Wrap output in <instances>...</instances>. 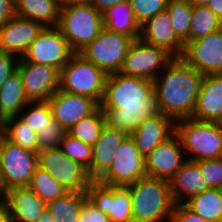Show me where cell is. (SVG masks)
I'll use <instances>...</instances> for the list:
<instances>
[{
	"mask_svg": "<svg viewBox=\"0 0 222 222\" xmlns=\"http://www.w3.org/2000/svg\"><path fill=\"white\" fill-rule=\"evenodd\" d=\"M100 108L105 126L127 136L144 118L160 114L153 81L119 72L108 74Z\"/></svg>",
	"mask_w": 222,
	"mask_h": 222,
	"instance_id": "6da1fadb",
	"label": "cell"
},
{
	"mask_svg": "<svg viewBox=\"0 0 222 222\" xmlns=\"http://www.w3.org/2000/svg\"><path fill=\"white\" fill-rule=\"evenodd\" d=\"M153 81L158 110L175 122L192 117L204 77L181 57H175ZM161 74V76H160Z\"/></svg>",
	"mask_w": 222,
	"mask_h": 222,
	"instance_id": "7a4b0ae2",
	"label": "cell"
},
{
	"mask_svg": "<svg viewBox=\"0 0 222 222\" xmlns=\"http://www.w3.org/2000/svg\"><path fill=\"white\" fill-rule=\"evenodd\" d=\"M125 187L130 193L133 222H170L175 203L169 181L145 176Z\"/></svg>",
	"mask_w": 222,
	"mask_h": 222,
	"instance_id": "3957f363",
	"label": "cell"
},
{
	"mask_svg": "<svg viewBox=\"0 0 222 222\" xmlns=\"http://www.w3.org/2000/svg\"><path fill=\"white\" fill-rule=\"evenodd\" d=\"M176 134L183 151L193 155L186 160L195 162L222 157V123L182 119L176 121Z\"/></svg>",
	"mask_w": 222,
	"mask_h": 222,
	"instance_id": "277c9868",
	"label": "cell"
},
{
	"mask_svg": "<svg viewBox=\"0 0 222 222\" xmlns=\"http://www.w3.org/2000/svg\"><path fill=\"white\" fill-rule=\"evenodd\" d=\"M57 28L67 39L71 50L79 53L104 28L102 14L91 4L61 5Z\"/></svg>",
	"mask_w": 222,
	"mask_h": 222,
	"instance_id": "5b68a950",
	"label": "cell"
},
{
	"mask_svg": "<svg viewBox=\"0 0 222 222\" xmlns=\"http://www.w3.org/2000/svg\"><path fill=\"white\" fill-rule=\"evenodd\" d=\"M108 74L86 60L81 54L74 53L60 70V90L70 94L83 95L102 101Z\"/></svg>",
	"mask_w": 222,
	"mask_h": 222,
	"instance_id": "8992f818",
	"label": "cell"
},
{
	"mask_svg": "<svg viewBox=\"0 0 222 222\" xmlns=\"http://www.w3.org/2000/svg\"><path fill=\"white\" fill-rule=\"evenodd\" d=\"M132 37L108 31L105 27L99 35L79 52L107 74L119 72L127 55Z\"/></svg>",
	"mask_w": 222,
	"mask_h": 222,
	"instance_id": "52a82bcc",
	"label": "cell"
},
{
	"mask_svg": "<svg viewBox=\"0 0 222 222\" xmlns=\"http://www.w3.org/2000/svg\"><path fill=\"white\" fill-rule=\"evenodd\" d=\"M38 167L47 171L68 192L86 191L93 181L87 168L73 161L59 147L38 152Z\"/></svg>",
	"mask_w": 222,
	"mask_h": 222,
	"instance_id": "ba28073f",
	"label": "cell"
},
{
	"mask_svg": "<svg viewBox=\"0 0 222 222\" xmlns=\"http://www.w3.org/2000/svg\"><path fill=\"white\" fill-rule=\"evenodd\" d=\"M174 58L166 49L137 38L131 43L119 73L154 81Z\"/></svg>",
	"mask_w": 222,
	"mask_h": 222,
	"instance_id": "9c48e42d",
	"label": "cell"
},
{
	"mask_svg": "<svg viewBox=\"0 0 222 222\" xmlns=\"http://www.w3.org/2000/svg\"><path fill=\"white\" fill-rule=\"evenodd\" d=\"M38 167V153L12 144L0 134V171L12 188L28 187Z\"/></svg>",
	"mask_w": 222,
	"mask_h": 222,
	"instance_id": "30bf717a",
	"label": "cell"
},
{
	"mask_svg": "<svg viewBox=\"0 0 222 222\" xmlns=\"http://www.w3.org/2000/svg\"><path fill=\"white\" fill-rule=\"evenodd\" d=\"M145 176V157L131 136H127L117 149L111 166L98 181L109 186L125 187Z\"/></svg>",
	"mask_w": 222,
	"mask_h": 222,
	"instance_id": "8fae6325",
	"label": "cell"
},
{
	"mask_svg": "<svg viewBox=\"0 0 222 222\" xmlns=\"http://www.w3.org/2000/svg\"><path fill=\"white\" fill-rule=\"evenodd\" d=\"M74 52L57 27H45L22 58L27 62L49 65L61 70Z\"/></svg>",
	"mask_w": 222,
	"mask_h": 222,
	"instance_id": "7c38bea8",
	"label": "cell"
},
{
	"mask_svg": "<svg viewBox=\"0 0 222 222\" xmlns=\"http://www.w3.org/2000/svg\"><path fill=\"white\" fill-rule=\"evenodd\" d=\"M19 72L25 95L29 102L48 101L60 87V70L19 57Z\"/></svg>",
	"mask_w": 222,
	"mask_h": 222,
	"instance_id": "4fadbf2b",
	"label": "cell"
},
{
	"mask_svg": "<svg viewBox=\"0 0 222 222\" xmlns=\"http://www.w3.org/2000/svg\"><path fill=\"white\" fill-rule=\"evenodd\" d=\"M181 58L204 76L222 74V28L189 41Z\"/></svg>",
	"mask_w": 222,
	"mask_h": 222,
	"instance_id": "5bb4252c",
	"label": "cell"
},
{
	"mask_svg": "<svg viewBox=\"0 0 222 222\" xmlns=\"http://www.w3.org/2000/svg\"><path fill=\"white\" fill-rule=\"evenodd\" d=\"M86 193L87 199L108 215L110 222H133L130 193L126 187L93 180Z\"/></svg>",
	"mask_w": 222,
	"mask_h": 222,
	"instance_id": "9a60e30c",
	"label": "cell"
},
{
	"mask_svg": "<svg viewBox=\"0 0 222 222\" xmlns=\"http://www.w3.org/2000/svg\"><path fill=\"white\" fill-rule=\"evenodd\" d=\"M183 152L180 137L175 133L145 157L147 176L169 181L186 161L182 157Z\"/></svg>",
	"mask_w": 222,
	"mask_h": 222,
	"instance_id": "2e32d148",
	"label": "cell"
},
{
	"mask_svg": "<svg viewBox=\"0 0 222 222\" xmlns=\"http://www.w3.org/2000/svg\"><path fill=\"white\" fill-rule=\"evenodd\" d=\"M53 119L68 130L94 113L100 105L93 99L58 90L48 101Z\"/></svg>",
	"mask_w": 222,
	"mask_h": 222,
	"instance_id": "e0dca14e",
	"label": "cell"
},
{
	"mask_svg": "<svg viewBox=\"0 0 222 222\" xmlns=\"http://www.w3.org/2000/svg\"><path fill=\"white\" fill-rule=\"evenodd\" d=\"M44 28L40 22L15 16L0 27V51L22 57Z\"/></svg>",
	"mask_w": 222,
	"mask_h": 222,
	"instance_id": "ac0fdd59",
	"label": "cell"
},
{
	"mask_svg": "<svg viewBox=\"0 0 222 222\" xmlns=\"http://www.w3.org/2000/svg\"><path fill=\"white\" fill-rule=\"evenodd\" d=\"M139 38L146 43L166 49L174 57H181L185 47L174 32L167 10L159 12L140 25Z\"/></svg>",
	"mask_w": 222,
	"mask_h": 222,
	"instance_id": "d6986e66",
	"label": "cell"
},
{
	"mask_svg": "<svg viewBox=\"0 0 222 222\" xmlns=\"http://www.w3.org/2000/svg\"><path fill=\"white\" fill-rule=\"evenodd\" d=\"M175 133L176 122L160 113L144 118L130 136L141 154L146 157L155 146L167 141Z\"/></svg>",
	"mask_w": 222,
	"mask_h": 222,
	"instance_id": "ffe728a7",
	"label": "cell"
},
{
	"mask_svg": "<svg viewBox=\"0 0 222 222\" xmlns=\"http://www.w3.org/2000/svg\"><path fill=\"white\" fill-rule=\"evenodd\" d=\"M192 119L222 123V74L204 76Z\"/></svg>",
	"mask_w": 222,
	"mask_h": 222,
	"instance_id": "44dd1931",
	"label": "cell"
},
{
	"mask_svg": "<svg viewBox=\"0 0 222 222\" xmlns=\"http://www.w3.org/2000/svg\"><path fill=\"white\" fill-rule=\"evenodd\" d=\"M169 186L175 204H184L191 197L199 195L209 188L204 181L199 166L188 160L169 180Z\"/></svg>",
	"mask_w": 222,
	"mask_h": 222,
	"instance_id": "7402d4cb",
	"label": "cell"
},
{
	"mask_svg": "<svg viewBox=\"0 0 222 222\" xmlns=\"http://www.w3.org/2000/svg\"><path fill=\"white\" fill-rule=\"evenodd\" d=\"M126 137L124 133L104 126L92 146L91 166L87 169L93 180H98L109 169L117 149Z\"/></svg>",
	"mask_w": 222,
	"mask_h": 222,
	"instance_id": "603a6c76",
	"label": "cell"
},
{
	"mask_svg": "<svg viewBox=\"0 0 222 222\" xmlns=\"http://www.w3.org/2000/svg\"><path fill=\"white\" fill-rule=\"evenodd\" d=\"M7 204L11 222H36L46 207V203L29 187L10 189Z\"/></svg>",
	"mask_w": 222,
	"mask_h": 222,
	"instance_id": "cb8c5ba5",
	"label": "cell"
},
{
	"mask_svg": "<svg viewBox=\"0 0 222 222\" xmlns=\"http://www.w3.org/2000/svg\"><path fill=\"white\" fill-rule=\"evenodd\" d=\"M16 16L42 23L45 27H57L60 16V0H15Z\"/></svg>",
	"mask_w": 222,
	"mask_h": 222,
	"instance_id": "d4e9b609",
	"label": "cell"
},
{
	"mask_svg": "<svg viewBox=\"0 0 222 222\" xmlns=\"http://www.w3.org/2000/svg\"><path fill=\"white\" fill-rule=\"evenodd\" d=\"M29 103L21 76L18 71L13 73L0 88V123L5 119L17 116Z\"/></svg>",
	"mask_w": 222,
	"mask_h": 222,
	"instance_id": "484cf974",
	"label": "cell"
},
{
	"mask_svg": "<svg viewBox=\"0 0 222 222\" xmlns=\"http://www.w3.org/2000/svg\"><path fill=\"white\" fill-rule=\"evenodd\" d=\"M103 25L111 32L120 33L134 40L140 36V24L136 21L130 2L119 3L102 13Z\"/></svg>",
	"mask_w": 222,
	"mask_h": 222,
	"instance_id": "4316f807",
	"label": "cell"
},
{
	"mask_svg": "<svg viewBox=\"0 0 222 222\" xmlns=\"http://www.w3.org/2000/svg\"><path fill=\"white\" fill-rule=\"evenodd\" d=\"M184 204L203 219L222 222V189L208 188Z\"/></svg>",
	"mask_w": 222,
	"mask_h": 222,
	"instance_id": "83f0119b",
	"label": "cell"
},
{
	"mask_svg": "<svg viewBox=\"0 0 222 222\" xmlns=\"http://www.w3.org/2000/svg\"><path fill=\"white\" fill-rule=\"evenodd\" d=\"M0 134L12 144L38 153L37 133L17 116L9 117L0 123Z\"/></svg>",
	"mask_w": 222,
	"mask_h": 222,
	"instance_id": "f1b7e54d",
	"label": "cell"
},
{
	"mask_svg": "<svg viewBox=\"0 0 222 222\" xmlns=\"http://www.w3.org/2000/svg\"><path fill=\"white\" fill-rule=\"evenodd\" d=\"M87 199L86 191L67 192L63 197L46 204L57 222H78L81 208Z\"/></svg>",
	"mask_w": 222,
	"mask_h": 222,
	"instance_id": "f546056e",
	"label": "cell"
},
{
	"mask_svg": "<svg viewBox=\"0 0 222 222\" xmlns=\"http://www.w3.org/2000/svg\"><path fill=\"white\" fill-rule=\"evenodd\" d=\"M222 28V20L207 5L193 6L189 41L202 38Z\"/></svg>",
	"mask_w": 222,
	"mask_h": 222,
	"instance_id": "4dcf8cb0",
	"label": "cell"
},
{
	"mask_svg": "<svg viewBox=\"0 0 222 222\" xmlns=\"http://www.w3.org/2000/svg\"><path fill=\"white\" fill-rule=\"evenodd\" d=\"M166 10L176 36L186 45L189 42L193 5L188 0H169Z\"/></svg>",
	"mask_w": 222,
	"mask_h": 222,
	"instance_id": "1f68e13d",
	"label": "cell"
},
{
	"mask_svg": "<svg viewBox=\"0 0 222 222\" xmlns=\"http://www.w3.org/2000/svg\"><path fill=\"white\" fill-rule=\"evenodd\" d=\"M104 126V115L102 109L99 107L94 113L81 119L78 123L68 129L67 133L73 138L93 146L98 140Z\"/></svg>",
	"mask_w": 222,
	"mask_h": 222,
	"instance_id": "d6a6232c",
	"label": "cell"
},
{
	"mask_svg": "<svg viewBox=\"0 0 222 222\" xmlns=\"http://www.w3.org/2000/svg\"><path fill=\"white\" fill-rule=\"evenodd\" d=\"M46 204L63 197L68 191L47 171L37 167L28 186Z\"/></svg>",
	"mask_w": 222,
	"mask_h": 222,
	"instance_id": "836d02e7",
	"label": "cell"
},
{
	"mask_svg": "<svg viewBox=\"0 0 222 222\" xmlns=\"http://www.w3.org/2000/svg\"><path fill=\"white\" fill-rule=\"evenodd\" d=\"M24 110L26 111H21L17 117L36 133L54 120L47 101L29 102L24 107Z\"/></svg>",
	"mask_w": 222,
	"mask_h": 222,
	"instance_id": "e575fe53",
	"label": "cell"
},
{
	"mask_svg": "<svg viewBox=\"0 0 222 222\" xmlns=\"http://www.w3.org/2000/svg\"><path fill=\"white\" fill-rule=\"evenodd\" d=\"M61 151L65 153L73 161L82 164L85 168L91 166L92 146L73 138L68 133L64 136L60 143Z\"/></svg>",
	"mask_w": 222,
	"mask_h": 222,
	"instance_id": "d590c367",
	"label": "cell"
},
{
	"mask_svg": "<svg viewBox=\"0 0 222 222\" xmlns=\"http://www.w3.org/2000/svg\"><path fill=\"white\" fill-rule=\"evenodd\" d=\"M67 130L53 120L36 134L38 152L60 147Z\"/></svg>",
	"mask_w": 222,
	"mask_h": 222,
	"instance_id": "8d00e7d4",
	"label": "cell"
},
{
	"mask_svg": "<svg viewBox=\"0 0 222 222\" xmlns=\"http://www.w3.org/2000/svg\"><path fill=\"white\" fill-rule=\"evenodd\" d=\"M169 0H129L136 21L142 25L159 12L166 10Z\"/></svg>",
	"mask_w": 222,
	"mask_h": 222,
	"instance_id": "74e56055",
	"label": "cell"
},
{
	"mask_svg": "<svg viewBox=\"0 0 222 222\" xmlns=\"http://www.w3.org/2000/svg\"><path fill=\"white\" fill-rule=\"evenodd\" d=\"M209 188L222 189V157L195 161Z\"/></svg>",
	"mask_w": 222,
	"mask_h": 222,
	"instance_id": "f35d334b",
	"label": "cell"
},
{
	"mask_svg": "<svg viewBox=\"0 0 222 222\" xmlns=\"http://www.w3.org/2000/svg\"><path fill=\"white\" fill-rule=\"evenodd\" d=\"M15 56L18 57L12 53L0 51V88L3 83L17 71L19 60Z\"/></svg>",
	"mask_w": 222,
	"mask_h": 222,
	"instance_id": "ab89813d",
	"label": "cell"
},
{
	"mask_svg": "<svg viewBox=\"0 0 222 222\" xmlns=\"http://www.w3.org/2000/svg\"><path fill=\"white\" fill-rule=\"evenodd\" d=\"M78 222H110L108 215L93 205L88 199L83 204Z\"/></svg>",
	"mask_w": 222,
	"mask_h": 222,
	"instance_id": "60d3db41",
	"label": "cell"
},
{
	"mask_svg": "<svg viewBox=\"0 0 222 222\" xmlns=\"http://www.w3.org/2000/svg\"><path fill=\"white\" fill-rule=\"evenodd\" d=\"M170 222H212L203 219L192 210H190L185 204H175L173 208L172 217Z\"/></svg>",
	"mask_w": 222,
	"mask_h": 222,
	"instance_id": "b9f144b4",
	"label": "cell"
},
{
	"mask_svg": "<svg viewBox=\"0 0 222 222\" xmlns=\"http://www.w3.org/2000/svg\"><path fill=\"white\" fill-rule=\"evenodd\" d=\"M16 16L15 0H0V27Z\"/></svg>",
	"mask_w": 222,
	"mask_h": 222,
	"instance_id": "7bdbcfd3",
	"label": "cell"
},
{
	"mask_svg": "<svg viewBox=\"0 0 222 222\" xmlns=\"http://www.w3.org/2000/svg\"><path fill=\"white\" fill-rule=\"evenodd\" d=\"M125 2H129V0H91L90 4L102 14L110 7Z\"/></svg>",
	"mask_w": 222,
	"mask_h": 222,
	"instance_id": "ee69618b",
	"label": "cell"
},
{
	"mask_svg": "<svg viewBox=\"0 0 222 222\" xmlns=\"http://www.w3.org/2000/svg\"><path fill=\"white\" fill-rule=\"evenodd\" d=\"M209 9L222 20V0H209Z\"/></svg>",
	"mask_w": 222,
	"mask_h": 222,
	"instance_id": "f6af8a7d",
	"label": "cell"
},
{
	"mask_svg": "<svg viewBox=\"0 0 222 222\" xmlns=\"http://www.w3.org/2000/svg\"><path fill=\"white\" fill-rule=\"evenodd\" d=\"M9 189L7 188L3 175L0 171V204L6 203L8 201Z\"/></svg>",
	"mask_w": 222,
	"mask_h": 222,
	"instance_id": "bcb514c9",
	"label": "cell"
},
{
	"mask_svg": "<svg viewBox=\"0 0 222 222\" xmlns=\"http://www.w3.org/2000/svg\"><path fill=\"white\" fill-rule=\"evenodd\" d=\"M0 222H11L10 208L7 202L0 204Z\"/></svg>",
	"mask_w": 222,
	"mask_h": 222,
	"instance_id": "7dc6e473",
	"label": "cell"
},
{
	"mask_svg": "<svg viewBox=\"0 0 222 222\" xmlns=\"http://www.w3.org/2000/svg\"><path fill=\"white\" fill-rule=\"evenodd\" d=\"M36 222H57L47 207L44 208Z\"/></svg>",
	"mask_w": 222,
	"mask_h": 222,
	"instance_id": "c3c4849f",
	"label": "cell"
},
{
	"mask_svg": "<svg viewBox=\"0 0 222 222\" xmlns=\"http://www.w3.org/2000/svg\"><path fill=\"white\" fill-rule=\"evenodd\" d=\"M61 5H88L91 0H60Z\"/></svg>",
	"mask_w": 222,
	"mask_h": 222,
	"instance_id": "681fc988",
	"label": "cell"
},
{
	"mask_svg": "<svg viewBox=\"0 0 222 222\" xmlns=\"http://www.w3.org/2000/svg\"><path fill=\"white\" fill-rule=\"evenodd\" d=\"M193 6L207 5L209 0H188Z\"/></svg>",
	"mask_w": 222,
	"mask_h": 222,
	"instance_id": "f907efd6",
	"label": "cell"
}]
</instances>
